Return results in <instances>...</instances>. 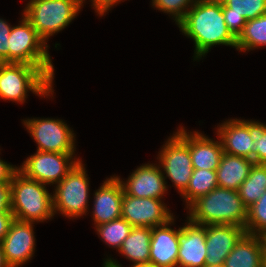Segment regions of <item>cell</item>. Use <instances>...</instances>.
I'll use <instances>...</instances> for the list:
<instances>
[{
	"instance_id": "cell-22",
	"label": "cell",
	"mask_w": 266,
	"mask_h": 267,
	"mask_svg": "<svg viewBox=\"0 0 266 267\" xmlns=\"http://www.w3.org/2000/svg\"><path fill=\"white\" fill-rule=\"evenodd\" d=\"M253 164L249 158L223 153L216 170L218 186L238 191L249 176Z\"/></svg>"
},
{
	"instance_id": "cell-36",
	"label": "cell",
	"mask_w": 266,
	"mask_h": 267,
	"mask_svg": "<svg viewBox=\"0 0 266 267\" xmlns=\"http://www.w3.org/2000/svg\"><path fill=\"white\" fill-rule=\"evenodd\" d=\"M104 265L107 267H122L120 264H118V262L115 259L113 260L112 258L105 259ZM131 267H155V266H153L152 264H142V265H134Z\"/></svg>"
},
{
	"instance_id": "cell-2",
	"label": "cell",
	"mask_w": 266,
	"mask_h": 267,
	"mask_svg": "<svg viewBox=\"0 0 266 267\" xmlns=\"http://www.w3.org/2000/svg\"><path fill=\"white\" fill-rule=\"evenodd\" d=\"M187 219L199 225H236L244 227L248 208L238 191L217 187L195 200L189 207Z\"/></svg>"
},
{
	"instance_id": "cell-30",
	"label": "cell",
	"mask_w": 266,
	"mask_h": 267,
	"mask_svg": "<svg viewBox=\"0 0 266 267\" xmlns=\"http://www.w3.org/2000/svg\"><path fill=\"white\" fill-rule=\"evenodd\" d=\"M248 130L255 145V163L266 164V124L248 120Z\"/></svg>"
},
{
	"instance_id": "cell-13",
	"label": "cell",
	"mask_w": 266,
	"mask_h": 267,
	"mask_svg": "<svg viewBox=\"0 0 266 267\" xmlns=\"http://www.w3.org/2000/svg\"><path fill=\"white\" fill-rule=\"evenodd\" d=\"M120 180L124 192L138 198L162 199L168 189L159 164H143L125 182Z\"/></svg>"
},
{
	"instance_id": "cell-6",
	"label": "cell",
	"mask_w": 266,
	"mask_h": 267,
	"mask_svg": "<svg viewBox=\"0 0 266 267\" xmlns=\"http://www.w3.org/2000/svg\"><path fill=\"white\" fill-rule=\"evenodd\" d=\"M23 17V18H22ZM20 24L13 26L8 38L9 63H24L40 68L52 81L54 66L49 46L22 15Z\"/></svg>"
},
{
	"instance_id": "cell-3",
	"label": "cell",
	"mask_w": 266,
	"mask_h": 267,
	"mask_svg": "<svg viewBox=\"0 0 266 267\" xmlns=\"http://www.w3.org/2000/svg\"><path fill=\"white\" fill-rule=\"evenodd\" d=\"M11 212L15 219L26 222H44L54 216L53 195L46 184L27 178L17 170L10 181Z\"/></svg>"
},
{
	"instance_id": "cell-33",
	"label": "cell",
	"mask_w": 266,
	"mask_h": 267,
	"mask_svg": "<svg viewBox=\"0 0 266 267\" xmlns=\"http://www.w3.org/2000/svg\"><path fill=\"white\" fill-rule=\"evenodd\" d=\"M15 217L11 211H0V243L8 233Z\"/></svg>"
},
{
	"instance_id": "cell-5",
	"label": "cell",
	"mask_w": 266,
	"mask_h": 267,
	"mask_svg": "<svg viewBox=\"0 0 266 267\" xmlns=\"http://www.w3.org/2000/svg\"><path fill=\"white\" fill-rule=\"evenodd\" d=\"M81 8L77 0H29L22 15L47 43L50 36L64 30L75 19Z\"/></svg>"
},
{
	"instance_id": "cell-11",
	"label": "cell",
	"mask_w": 266,
	"mask_h": 267,
	"mask_svg": "<svg viewBox=\"0 0 266 267\" xmlns=\"http://www.w3.org/2000/svg\"><path fill=\"white\" fill-rule=\"evenodd\" d=\"M173 217L162 199L138 198L125 192L123 194L121 218L127 220L132 227L152 228L167 223Z\"/></svg>"
},
{
	"instance_id": "cell-26",
	"label": "cell",
	"mask_w": 266,
	"mask_h": 267,
	"mask_svg": "<svg viewBox=\"0 0 266 267\" xmlns=\"http://www.w3.org/2000/svg\"><path fill=\"white\" fill-rule=\"evenodd\" d=\"M266 191V164L254 163L249 176L240 185L238 193L244 205L249 208Z\"/></svg>"
},
{
	"instance_id": "cell-29",
	"label": "cell",
	"mask_w": 266,
	"mask_h": 267,
	"mask_svg": "<svg viewBox=\"0 0 266 267\" xmlns=\"http://www.w3.org/2000/svg\"><path fill=\"white\" fill-rule=\"evenodd\" d=\"M196 0H152V6L168 15L178 24Z\"/></svg>"
},
{
	"instance_id": "cell-18",
	"label": "cell",
	"mask_w": 266,
	"mask_h": 267,
	"mask_svg": "<svg viewBox=\"0 0 266 267\" xmlns=\"http://www.w3.org/2000/svg\"><path fill=\"white\" fill-rule=\"evenodd\" d=\"M217 127V139H220L224 153L246 157L255 163V145L248 130V120L228 119Z\"/></svg>"
},
{
	"instance_id": "cell-24",
	"label": "cell",
	"mask_w": 266,
	"mask_h": 267,
	"mask_svg": "<svg viewBox=\"0 0 266 267\" xmlns=\"http://www.w3.org/2000/svg\"><path fill=\"white\" fill-rule=\"evenodd\" d=\"M217 187L216 170L193 169L189 184L181 196L188 208L195 200Z\"/></svg>"
},
{
	"instance_id": "cell-40",
	"label": "cell",
	"mask_w": 266,
	"mask_h": 267,
	"mask_svg": "<svg viewBox=\"0 0 266 267\" xmlns=\"http://www.w3.org/2000/svg\"><path fill=\"white\" fill-rule=\"evenodd\" d=\"M80 4H81V6L83 7V3L86 1V0H77Z\"/></svg>"
},
{
	"instance_id": "cell-10",
	"label": "cell",
	"mask_w": 266,
	"mask_h": 267,
	"mask_svg": "<svg viewBox=\"0 0 266 267\" xmlns=\"http://www.w3.org/2000/svg\"><path fill=\"white\" fill-rule=\"evenodd\" d=\"M75 153H57L36 151L27 157L18 170L27 178L46 185L59 183L81 160Z\"/></svg>"
},
{
	"instance_id": "cell-9",
	"label": "cell",
	"mask_w": 266,
	"mask_h": 267,
	"mask_svg": "<svg viewBox=\"0 0 266 267\" xmlns=\"http://www.w3.org/2000/svg\"><path fill=\"white\" fill-rule=\"evenodd\" d=\"M22 123L42 152L75 153V133L61 119L32 118Z\"/></svg>"
},
{
	"instance_id": "cell-23",
	"label": "cell",
	"mask_w": 266,
	"mask_h": 267,
	"mask_svg": "<svg viewBox=\"0 0 266 267\" xmlns=\"http://www.w3.org/2000/svg\"><path fill=\"white\" fill-rule=\"evenodd\" d=\"M151 228L133 227L118 252L133 265L149 264Z\"/></svg>"
},
{
	"instance_id": "cell-8",
	"label": "cell",
	"mask_w": 266,
	"mask_h": 267,
	"mask_svg": "<svg viewBox=\"0 0 266 267\" xmlns=\"http://www.w3.org/2000/svg\"><path fill=\"white\" fill-rule=\"evenodd\" d=\"M157 159L165 180L168 178L180 195L186 190L192 176L193 166L189 153V132L179 126V130L163 144Z\"/></svg>"
},
{
	"instance_id": "cell-15",
	"label": "cell",
	"mask_w": 266,
	"mask_h": 267,
	"mask_svg": "<svg viewBox=\"0 0 266 267\" xmlns=\"http://www.w3.org/2000/svg\"><path fill=\"white\" fill-rule=\"evenodd\" d=\"M180 227L177 267H204L206 265V225L189 219Z\"/></svg>"
},
{
	"instance_id": "cell-1",
	"label": "cell",
	"mask_w": 266,
	"mask_h": 267,
	"mask_svg": "<svg viewBox=\"0 0 266 267\" xmlns=\"http://www.w3.org/2000/svg\"><path fill=\"white\" fill-rule=\"evenodd\" d=\"M177 25L186 37L193 40L195 61L216 45L236 48V38L225 24L221 0H196Z\"/></svg>"
},
{
	"instance_id": "cell-4",
	"label": "cell",
	"mask_w": 266,
	"mask_h": 267,
	"mask_svg": "<svg viewBox=\"0 0 266 267\" xmlns=\"http://www.w3.org/2000/svg\"><path fill=\"white\" fill-rule=\"evenodd\" d=\"M53 81L38 67L24 63H0V98L24 103L28 92L53 95ZM51 94V95H50Z\"/></svg>"
},
{
	"instance_id": "cell-16",
	"label": "cell",
	"mask_w": 266,
	"mask_h": 267,
	"mask_svg": "<svg viewBox=\"0 0 266 267\" xmlns=\"http://www.w3.org/2000/svg\"><path fill=\"white\" fill-rule=\"evenodd\" d=\"M123 194L120 176H110L94 192L92 219L95 226L121 218Z\"/></svg>"
},
{
	"instance_id": "cell-19",
	"label": "cell",
	"mask_w": 266,
	"mask_h": 267,
	"mask_svg": "<svg viewBox=\"0 0 266 267\" xmlns=\"http://www.w3.org/2000/svg\"><path fill=\"white\" fill-rule=\"evenodd\" d=\"M225 24L237 39L247 20L266 14V0H221Z\"/></svg>"
},
{
	"instance_id": "cell-28",
	"label": "cell",
	"mask_w": 266,
	"mask_h": 267,
	"mask_svg": "<svg viewBox=\"0 0 266 267\" xmlns=\"http://www.w3.org/2000/svg\"><path fill=\"white\" fill-rule=\"evenodd\" d=\"M245 232L266 237V191L248 208Z\"/></svg>"
},
{
	"instance_id": "cell-17",
	"label": "cell",
	"mask_w": 266,
	"mask_h": 267,
	"mask_svg": "<svg viewBox=\"0 0 266 267\" xmlns=\"http://www.w3.org/2000/svg\"><path fill=\"white\" fill-rule=\"evenodd\" d=\"M245 233L244 227L236 225H206V265L224 264Z\"/></svg>"
},
{
	"instance_id": "cell-37",
	"label": "cell",
	"mask_w": 266,
	"mask_h": 267,
	"mask_svg": "<svg viewBox=\"0 0 266 267\" xmlns=\"http://www.w3.org/2000/svg\"><path fill=\"white\" fill-rule=\"evenodd\" d=\"M0 267H10L5 260V256L2 250L1 243H0Z\"/></svg>"
},
{
	"instance_id": "cell-32",
	"label": "cell",
	"mask_w": 266,
	"mask_h": 267,
	"mask_svg": "<svg viewBox=\"0 0 266 267\" xmlns=\"http://www.w3.org/2000/svg\"><path fill=\"white\" fill-rule=\"evenodd\" d=\"M0 211H11L10 182L0 184Z\"/></svg>"
},
{
	"instance_id": "cell-20",
	"label": "cell",
	"mask_w": 266,
	"mask_h": 267,
	"mask_svg": "<svg viewBox=\"0 0 266 267\" xmlns=\"http://www.w3.org/2000/svg\"><path fill=\"white\" fill-rule=\"evenodd\" d=\"M266 237L245 233L225 259V267H263Z\"/></svg>"
},
{
	"instance_id": "cell-7",
	"label": "cell",
	"mask_w": 266,
	"mask_h": 267,
	"mask_svg": "<svg viewBox=\"0 0 266 267\" xmlns=\"http://www.w3.org/2000/svg\"><path fill=\"white\" fill-rule=\"evenodd\" d=\"M80 160L72 170L56 184L53 191L54 215L60 213L68 218H78L88 212L89 179Z\"/></svg>"
},
{
	"instance_id": "cell-38",
	"label": "cell",
	"mask_w": 266,
	"mask_h": 267,
	"mask_svg": "<svg viewBox=\"0 0 266 267\" xmlns=\"http://www.w3.org/2000/svg\"><path fill=\"white\" fill-rule=\"evenodd\" d=\"M263 267H266V245L264 248V255H263Z\"/></svg>"
},
{
	"instance_id": "cell-34",
	"label": "cell",
	"mask_w": 266,
	"mask_h": 267,
	"mask_svg": "<svg viewBox=\"0 0 266 267\" xmlns=\"http://www.w3.org/2000/svg\"><path fill=\"white\" fill-rule=\"evenodd\" d=\"M92 5L95 12L99 16H103L111 10L110 8H113L116 4L120 3L123 0H91ZM125 1V0H124Z\"/></svg>"
},
{
	"instance_id": "cell-35",
	"label": "cell",
	"mask_w": 266,
	"mask_h": 267,
	"mask_svg": "<svg viewBox=\"0 0 266 267\" xmlns=\"http://www.w3.org/2000/svg\"><path fill=\"white\" fill-rule=\"evenodd\" d=\"M17 170V166L10 165V163L0 159V184L9 183Z\"/></svg>"
},
{
	"instance_id": "cell-39",
	"label": "cell",
	"mask_w": 266,
	"mask_h": 267,
	"mask_svg": "<svg viewBox=\"0 0 266 267\" xmlns=\"http://www.w3.org/2000/svg\"><path fill=\"white\" fill-rule=\"evenodd\" d=\"M204 267H225L224 264H218V265H205Z\"/></svg>"
},
{
	"instance_id": "cell-25",
	"label": "cell",
	"mask_w": 266,
	"mask_h": 267,
	"mask_svg": "<svg viewBox=\"0 0 266 267\" xmlns=\"http://www.w3.org/2000/svg\"><path fill=\"white\" fill-rule=\"evenodd\" d=\"M266 46V14L246 21L242 33L236 39V49L240 52Z\"/></svg>"
},
{
	"instance_id": "cell-12",
	"label": "cell",
	"mask_w": 266,
	"mask_h": 267,
	"mask_svg": "<svg viewBox=\"0 0 266 267\" xmlns=\"http://www.w3.org/2000/svg\"><path fill=\"white\" fill-rule=\"evenodd\" d=\"M34 223L15 219L1 241L5 260L10 267H21L35 252Z\"/></svg>"
},
{
	"instance_id": "cell-27",
	"label": "cell",
	"mask_w": 266,
	"mask_h": 267,
	"mask_svg": "<svg viewBox=\"0 0 266 267\" xmlns=\"http://www.w3.org/2000/svg\"><path fill=\"white\" fill-rule=\"evenodd\" d=\"M95 228L103 242L109 245V247L111 246L112 248L119 250L133 227L127 220L119 218L95 226Z\"/></svg>"
},
{
	"instance_id": "cell-21",
	"label": "cell",
	"mask_w": 266,
	"mask_h": 267,
	"mask_svg": "<svg viewBox=\"0 0 266 267\" xmlns=\"http://www.w3.org/2000/svg\"><path fill=\"white\" fill-rule=\"evenodd\" d=\"M189 153L193 169L217 170L224 152L220 139L215 141L198 131H190Z\"/></svg>"
},
{
	"instance_id": "cell-31",
	"label": "cell",
	"mask_w": 266,
	"mask_h": 267,
	"mask_svg": "<svg viewBox=\"0 0 266 267\" xmlns=\"http://www.w3.org/2000/svg\"><path fill=\"white\" fill-rule=\"evenodd\" d=\"M12 25L0 18V63H9V41Z\"/></svg>"
},
{
	"instance_id": "cell-14",
	"label": "cell",
	"mask_w": 266,
	"mask_h": 267,
	"mask_svg": "<svg viewBox=\"0 0 266 267\" xmlns=\"http://www.w3.org/2000/svg\"><path fill=\"white\" fill-rule=\"evenodd\" d=\"M173 217L167 223L151 228L149 264L155 267H177L180 227L172 229Z\"/></svg>"
}]
</instances>
